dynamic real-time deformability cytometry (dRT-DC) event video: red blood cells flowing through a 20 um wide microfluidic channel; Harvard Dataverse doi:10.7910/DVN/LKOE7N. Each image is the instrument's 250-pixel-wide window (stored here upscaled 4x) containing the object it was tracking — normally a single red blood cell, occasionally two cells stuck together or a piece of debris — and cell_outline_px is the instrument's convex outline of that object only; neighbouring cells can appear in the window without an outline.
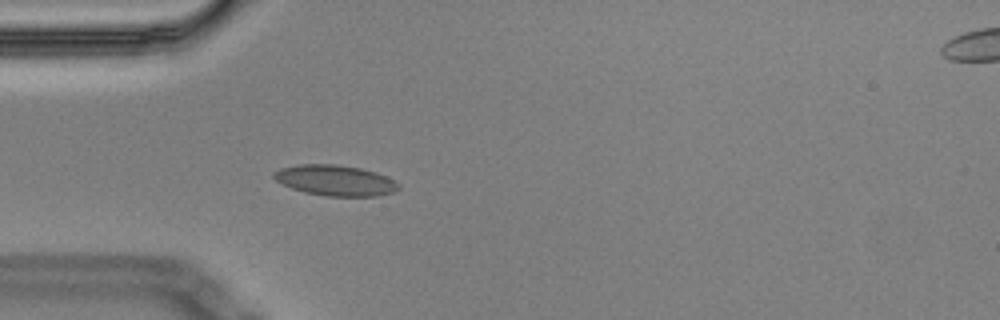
{"species": "Egyptian fruit bat (a non-hibernating species)", "species_latin": "Rousettus aegyptiacus", "temperature_condition": "cold", "stored_images_in_passage": 3, "camera_frame_rate_fps": 3000, "um_per_image_px": 0.085, "animal": {"sex": "male"}, "frame": {"image": 1, "passage_image": 3, "time_ms": 0.667, "image_size_px": [1000, 320], "cell_outline_px": [[400, 188], [396, 192], [376, 196], [324, 196], [304, 192], [292, 188], [276, 180], [272, 176], [272, 172], [280, 168], [300, 164], [336, 164], [360, 168], [376, 172], [400, 184]], "centroid_in_image_um": [28.5, 15.33], "position_along_channel_um": 56.5, "area_um2": 22.31}}